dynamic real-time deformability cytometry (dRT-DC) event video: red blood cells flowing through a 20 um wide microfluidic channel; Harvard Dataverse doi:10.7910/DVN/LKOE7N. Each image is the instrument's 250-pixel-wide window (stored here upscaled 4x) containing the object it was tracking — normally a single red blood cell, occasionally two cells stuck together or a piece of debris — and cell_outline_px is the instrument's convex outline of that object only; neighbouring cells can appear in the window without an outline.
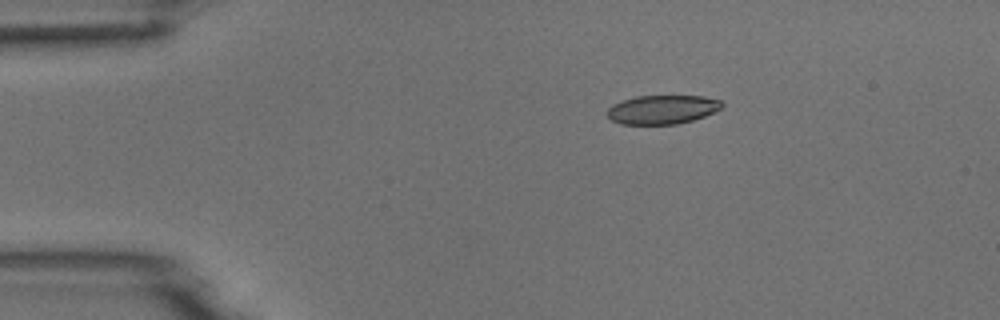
{"species": "common noctule bat (a hibernating species)", "species_latin": "Nyctalus noctula", "temperature_condition": "room temperature", "stored_images_in_passage": 6, "camera_frame_rate_fps": 3000, "um_per_image_px": 0.085, "animal": {"sex": "male", "body_mass_g": 18.8}, "frame": {"image": 1, "passage_image": 2, "time_ms": 2.0, "image_size_px": [1000, 320], "cell_outline_px": [[724, 104], [720, 108], [704, 116], [692, 120], [676, 124], [620, 124], [612, 120], [604, 112], [612, 104], [636, 96], [704, 96], [720, 100]], "centroid_in_image_um": [56.26, 9.31], "position_along_channel_um": 28.7, "area_um2": 19.25}}
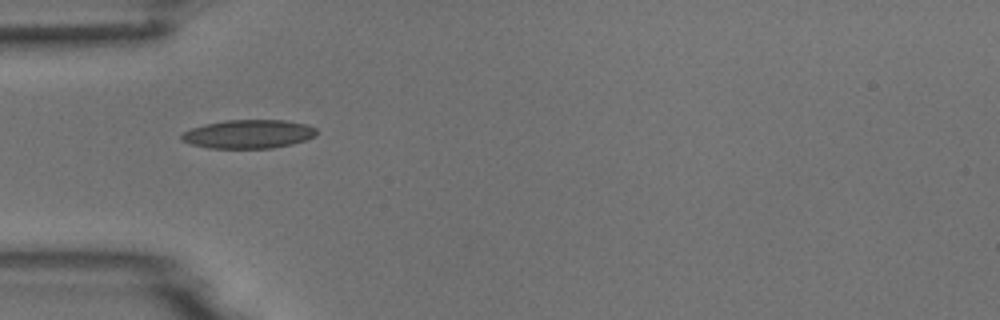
{"frame": {"image": 2, "passage_image": 4, "time_ms": 4.333, "image_size_px": [1000, 320], "cell_outline_px": [[316, 136], [308, 140], [292, 144], [272, 148], [208, 148], [192, 144], [180, 140], [180, 136], [184, 132], [192, 128], [204, 124], [224, 120], [284, 120], [308, 124], [316, 128]], "centroid_in_image_um": [21.15, 11.39], "position_along_channel_um": 63.9, "area_um2": 22.72}}